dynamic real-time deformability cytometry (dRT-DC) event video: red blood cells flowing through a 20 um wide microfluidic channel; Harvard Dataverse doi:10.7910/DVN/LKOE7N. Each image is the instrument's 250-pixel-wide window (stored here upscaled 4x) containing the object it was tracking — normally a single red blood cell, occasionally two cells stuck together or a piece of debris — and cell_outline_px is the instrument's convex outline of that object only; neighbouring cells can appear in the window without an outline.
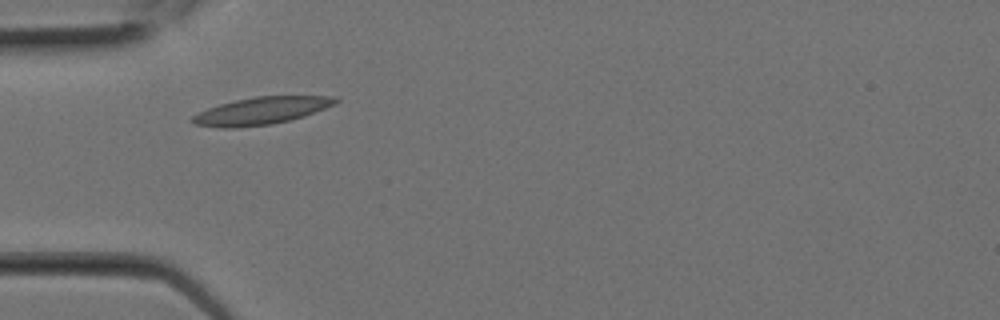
{"species": "Egyptian fruit bat (a non-hibernating species)", "species_latin": "Rousettus aegyptiacus", "temperature_condition": "room temperature", "stored_images_in_passage": 3, "camera_frame_rate_fps": 3000, "um_per_image_px": 0.085, "animal": {"sex": "female"}, "frame": {"image": 1, "passage_image": 3, "time_ms": 0.667, "image_size_px": [1000, 320], "cell_outline_px": [[340, 100], [336, 104], [304, 116], [272, 124], [236, 128], [220, 128], [196, 124], [188, 120], [192, 116], [208, 108], [220, 104], [236, 100], [256, 96], [332, 96]], "centroid_in_image_um": [22.2, 9.42], "position_along_channel_um": 62.8, "area_um2": 22.72}}